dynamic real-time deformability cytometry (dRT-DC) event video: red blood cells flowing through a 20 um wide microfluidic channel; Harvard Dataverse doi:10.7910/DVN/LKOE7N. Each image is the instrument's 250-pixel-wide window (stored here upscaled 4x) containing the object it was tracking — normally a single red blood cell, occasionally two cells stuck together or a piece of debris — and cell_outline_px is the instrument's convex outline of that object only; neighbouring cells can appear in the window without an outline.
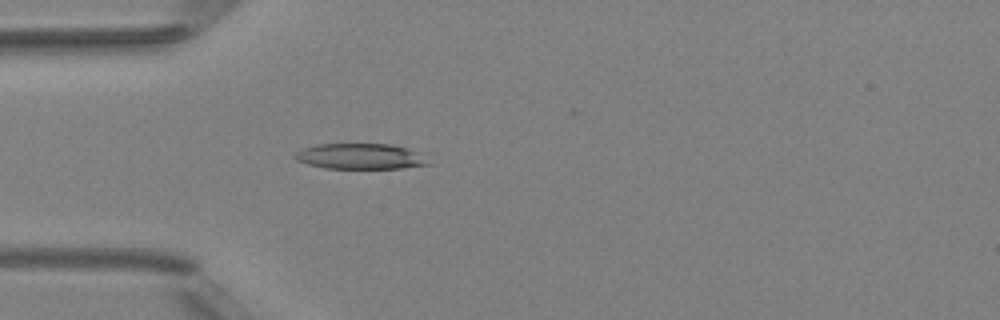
{"species": "Egyptian fruit bat (a non-hibernating species)", "species_latin": "Rousettus aegyptiacus", "temperature_condition": "room temperature", "stored_images_in_passage": 4, "camera_frame_rate_fps": 3000, "um_per_image_px": 0.085, "animal": {"sex": "female"}, "frame": {"image": 1, "passage_image": 4, "time_ms": 4.333, "image_size_px": [1000, 320], "cell_outline_px": [[432, 164], [400, 168], [324, 168], [308, 164], [296, 160], [292, 156], [296, 152], [304, 148], [316, 144], [392, 144], [432, 152]], "centroid_in_image_um": [30.85, 13.28], "position_along_channel_um": 54.1, "area_um2": 20.81}}